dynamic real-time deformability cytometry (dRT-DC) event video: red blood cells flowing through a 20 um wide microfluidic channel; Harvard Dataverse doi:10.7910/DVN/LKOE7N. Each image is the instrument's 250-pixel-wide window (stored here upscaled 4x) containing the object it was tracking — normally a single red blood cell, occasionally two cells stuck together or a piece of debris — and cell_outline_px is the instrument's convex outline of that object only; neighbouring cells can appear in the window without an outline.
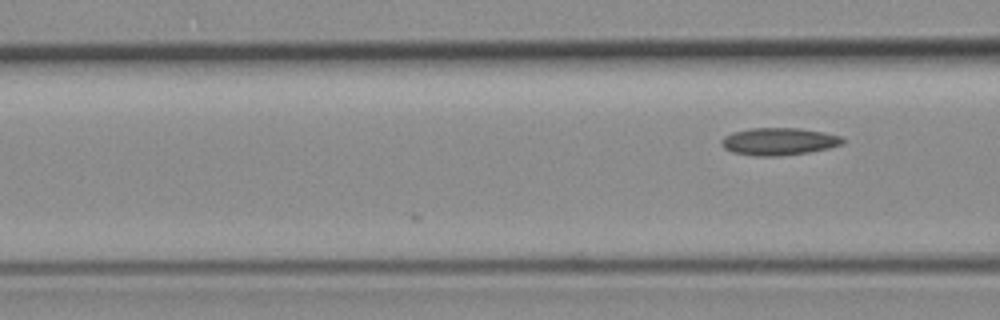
{"species": "common noctule bat (a hibernating species)", "species_latin": "Nyctalus noctula", "temperature_condition": "room temperature", "stored_images_in_passage": 7, "camera_frame_rate_fps": 3000, "um_per_image_px": 0.085, "animal": {"sex": "female", "body_mass_g": 19.3, "forearm_length_mm": 54.1}, "frame": {"image": 1, "passage_image": 7, "time_ms": 2.0, "image_size_px": [1000, 320], "cell_outline_px": [[844, 144], [828, 148], [808, 152], [780, 156], [756, 156], [732, 152], [724, 148], [720, 144], [720, 140], [724, 136], [732, 132], [752, 128], [800, 128], [824, 132], [840, 136], [844, 140]], "centroid_in_image_um": [66.18, 12.02], "position_along_channel_um": 100.4, "area_um2": 19.42}}